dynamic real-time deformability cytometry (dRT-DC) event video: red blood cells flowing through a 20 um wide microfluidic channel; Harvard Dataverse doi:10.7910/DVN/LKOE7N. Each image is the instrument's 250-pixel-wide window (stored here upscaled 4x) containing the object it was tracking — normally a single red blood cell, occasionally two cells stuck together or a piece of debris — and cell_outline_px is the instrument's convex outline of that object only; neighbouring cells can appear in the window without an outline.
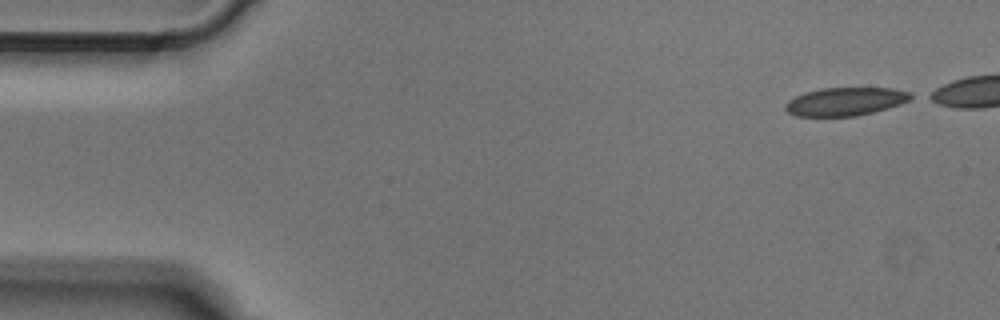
{"species": "Egyptian fruit bat (a non-hibernating species)", "species_latin": "Rousettus aegyptiacus", "temperature_condition": "cold", "stored_images_in_passage": 5, "camera_frame_rate_fps": 3000, "um_per_image_px": 0.085, "animal": {"sex": "male"}, "frame": {"image": 1, "passage_image": 1, "time_ms": 0.0, "image_size_px": [1000, 320], "cell_outline_px": [[916, 96], [900, 104], [888, 108], [856, 116], [796, 116], [788, 112], [784, 108], [784, 104], [788, 100], [804, 92], [820, 88], [892, 88], [912, 92]], "centroid_in_image_um": [71.86, 8.62], "position_along_channel_um": 13.1, "area_um2": 20.75}}